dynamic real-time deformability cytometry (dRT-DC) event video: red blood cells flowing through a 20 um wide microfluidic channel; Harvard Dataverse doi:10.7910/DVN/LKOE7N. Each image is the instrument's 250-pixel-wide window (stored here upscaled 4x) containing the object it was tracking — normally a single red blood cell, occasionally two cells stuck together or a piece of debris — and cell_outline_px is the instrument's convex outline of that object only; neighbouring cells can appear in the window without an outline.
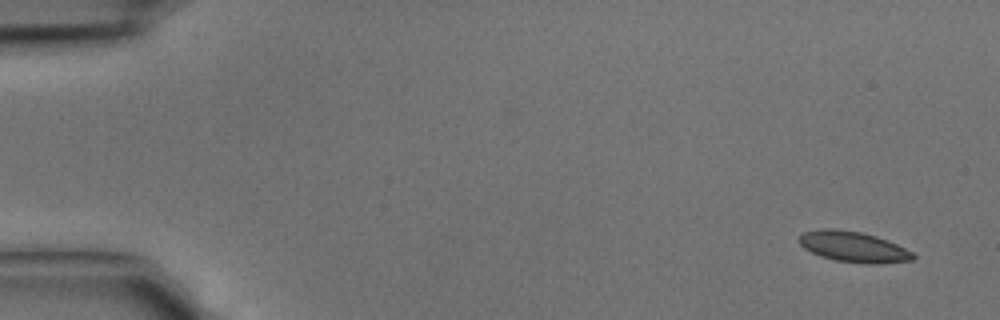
{"species": "common noctule bat (a hibernating species)", "species_latin": "Nyctalus noctula", "temperature_condition": "cold", "stored_images_in_passage": 42, "segment_of_instrument_passage": [1, 2], "camera_frame_rate_fps": 3000, "um_per_image_px": 0.085, "animal": {"sex": "male", "body_mass_g": 15.6}, "frame": {"image": 1, "passage_image": 1, "time_ms": 0.0, "image_size_px": [1000, 320], "cell_outline_px": [[916, 256], [912, 260], [876, 264], [864, 264], [836, 260], [820, 256], [804, 248], [796, 240], [804, 232], [820, 228], [836, 228], [860, 232], [876, 236], [888, 240], [912, 252]], "centroid_in_image_um": [72.51, 20.97], "position_along_channel_um": 12.5, "area_um2": 20.4}}
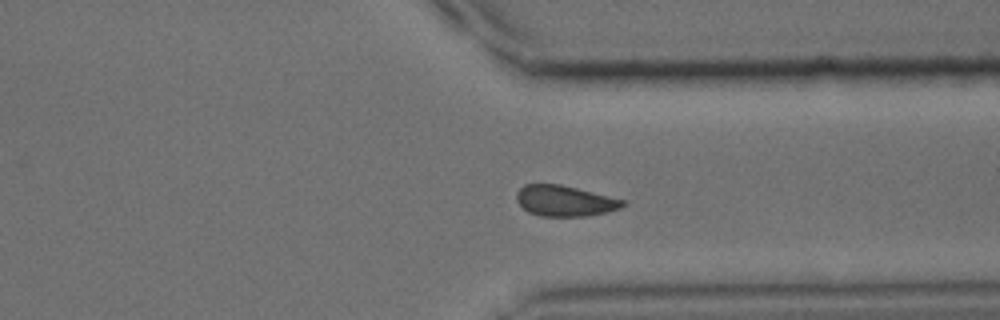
{"frame": {"image": 2, "passage_image": 31, "time_ms": 10.0, "image_size_px": [1000, 320], "cell_outline_px": [[624, 204], [620, 208], [608, 212], [588, 216], [540, 216], [528, 212], [516, 200], [516, 192], [524, 184], [560, 184], [624, 200]], "centroid_in_image_um": [47.97, 17.08], "position_along_channel_um": 363.4, "area_um2": 18.9}}
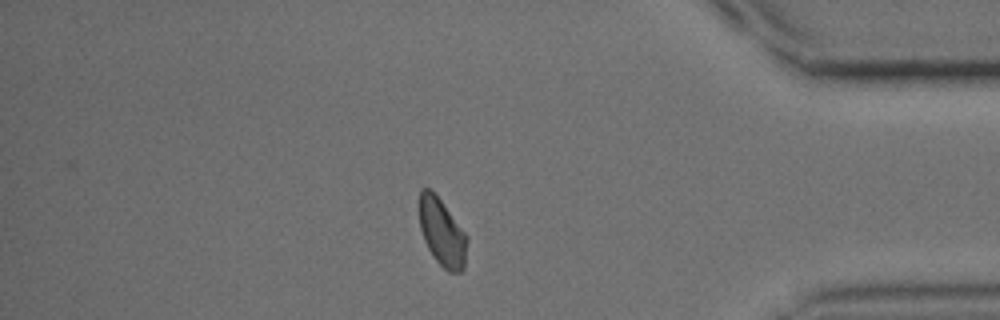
{"frame": {"image": 3, "passage_image": 35, "time_ms": 11.333, "image_size_px": [1000, 320], "cell_outline_px": [[468, 240], [464, 268], [460, 272], [448, 272], [432, 256], [424, 240], [420, 228], [416, 208], [416, 204], [420, 188], [432, 188], [468, 236]], "centroid_in_image_um": [37.52, 19.68], "position_along_channel_um": 397.7, "area_um2": 19.54}}